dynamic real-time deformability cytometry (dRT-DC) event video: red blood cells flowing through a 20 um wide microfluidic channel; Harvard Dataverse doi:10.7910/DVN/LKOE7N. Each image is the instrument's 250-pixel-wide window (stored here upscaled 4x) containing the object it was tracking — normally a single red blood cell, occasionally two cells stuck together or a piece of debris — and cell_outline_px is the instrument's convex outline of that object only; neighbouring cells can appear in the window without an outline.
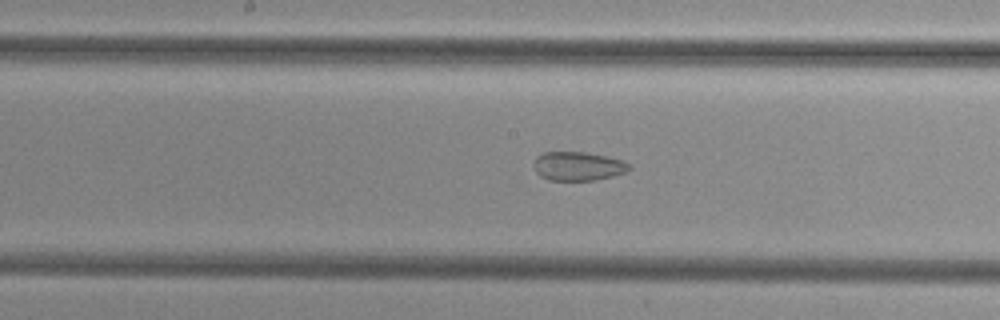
{"species": "common noctule bat (a hibernating species)", "species_latin": "Nyctalus noctula", "temperature_condition": "cold", "stored_images_in_passage": 20, "camera_frame_rate_fps": 3000, "um_per_image_px": 0.085, "animal": {"sex": "female", "body_mass_g": 29.2, "forearm_length_mm": 56.3}, "frame": {"image": 1, "passage_image": 15, "time_ms": 4.667, "image_size_px": [1000, 320], "cell_outline_px": [[632, 168], [628, 172], [596, 180], [548, 180], [540, 176], [532, 168], [532, 164], [536, 156], [544, 152], [584, 152], [608, 156], [624, 160], [632, 164]], "centroid_in_image_um": [49.15, 14.12], "position_along_channel_um": 199.0, "area_um2": 16.47}}